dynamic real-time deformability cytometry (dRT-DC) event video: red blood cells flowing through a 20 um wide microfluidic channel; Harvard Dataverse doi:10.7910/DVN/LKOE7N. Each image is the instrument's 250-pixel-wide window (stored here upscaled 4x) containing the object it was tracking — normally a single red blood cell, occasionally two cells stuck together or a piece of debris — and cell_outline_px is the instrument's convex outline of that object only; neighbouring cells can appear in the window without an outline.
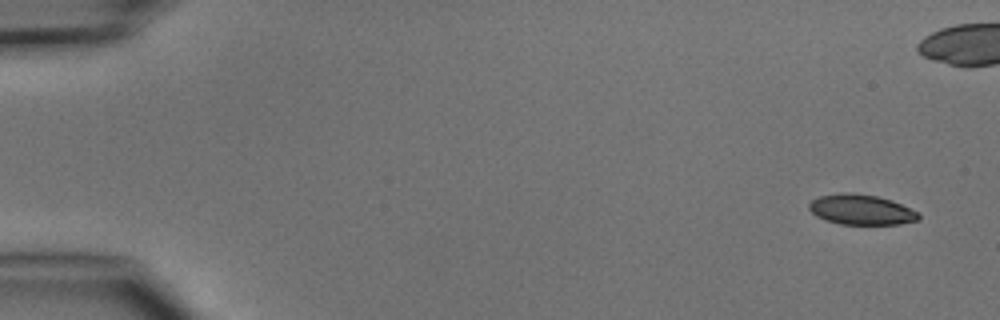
{"species": "common noctule bat (a hibernating species)", "species_latin": "Nyctalus noctula", "temperature_condition": "cold", "stored_images_in_passage": 5, "camera_frame_rate_fps": 3000, "um_per_image_px": 0.085, "animal": {"sex": "male", "body_mass_g": 15.6}, "frame": {"image": 1, "passage_image": 1, "time_ms": 0.0, "image_size_px": [1000, 320], "cell_outline_px": [[920, 220], [900, 224], [840, 224], [824, 220], [816, 216], [808, 208], [808, 204], [812, 200], [820, 196], [840, 192], [852, 192], [876, 196], [892, 200], [920, 212]], "centroid_in_image_um": [73.22, 17.82], "position_along_channel_um": 11.8, "area_um2": 19.54}}